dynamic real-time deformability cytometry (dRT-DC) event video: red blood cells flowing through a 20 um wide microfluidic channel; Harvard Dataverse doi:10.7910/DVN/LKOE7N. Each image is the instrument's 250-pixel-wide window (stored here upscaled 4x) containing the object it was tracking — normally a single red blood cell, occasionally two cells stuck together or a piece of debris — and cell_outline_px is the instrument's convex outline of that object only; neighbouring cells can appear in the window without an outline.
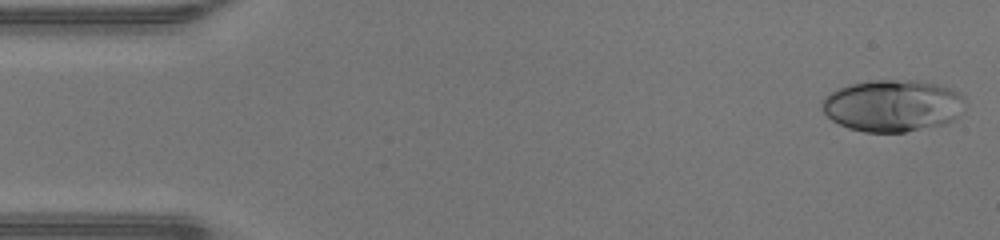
{"species": "human", "species_latin": "Homo sapiens", "temperature_condition": "warm", "stored_images_in_passage": 46, "camera_frame_rate_fps": 3000, "um_per_image_px": 0.085, "donor": {"sex": "male"}, "frame": {"image": 1, "passage_image": 1, "time_ms": 0.0, "image_size_px": [1000, 240], "cell_outline_px": [[964, 112], [956, 120], [944, 124], [904, 132], [864, 132], [848, 128], [832, 120], [824, 112], [824, 96], [848, 84], [872, 80], [916, 80], [940, 84], [952, 88], [960, 92], [964, 96]], "centroid_in_image_um": [75.96, 8.97], "position_along_channel_um": 9.0, "area_um2": 43.64}}
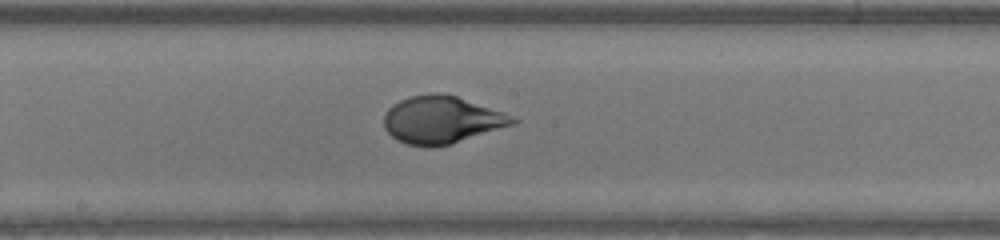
{"frame": {"image": 2, "passage_image": 24, "time_ms": 7.667, "image_size_px": [1000, 240], "cell_outline_px": [[520, 120], [516, 124], [436, 148], [424, 148], [408, 144], [396, 140], [384, 128], [384, 116], [388, 108], [392, 104], [400, 100], [412, 96], [428, 92], [440, 92], [456, 96], [504, 112]], "centroid_in_image_um": [37.53, 10.19], "position_along_channel_um": 210.7, "area_um2": 35.89}}
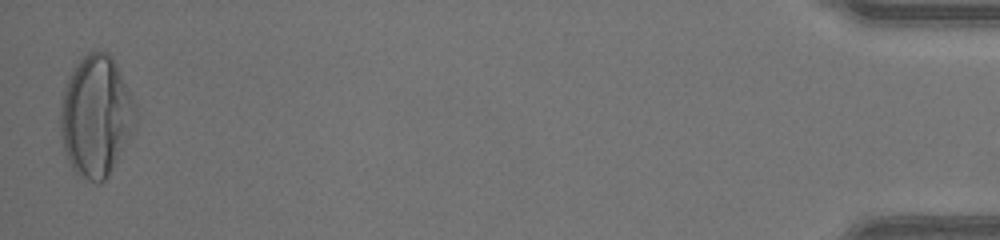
{"frame": {"image": 3, "passage_image": 46, "time_ms": 15.0, "image_size_px": [1000, 240], "cell_outline_px": [[136, 128], [108, 176], [100, 184], [96, 184], [80, 176], [72, 168], [68, 160], [60, 136], [60, 104], [64, 84], [72, 68], [88, 52], [104, 48], [112, 56], [132, 96], [136, 108]], "centroid_in_image_um": [8.16, 9.85], "position_along_channel_um": 427.0, "area_um2": 53.75}, "authors_computed_cell_mechanics": {"area_um2": 38.2636, "velocity_mm_per_s": 4.3351, "shape_relaxation_time_tau1_ms": 3.3854, "shape_relaxation_time_tau2_ms": null, "deformation_change_tau1": 0.2306, "deformation_change_tau2": null}}